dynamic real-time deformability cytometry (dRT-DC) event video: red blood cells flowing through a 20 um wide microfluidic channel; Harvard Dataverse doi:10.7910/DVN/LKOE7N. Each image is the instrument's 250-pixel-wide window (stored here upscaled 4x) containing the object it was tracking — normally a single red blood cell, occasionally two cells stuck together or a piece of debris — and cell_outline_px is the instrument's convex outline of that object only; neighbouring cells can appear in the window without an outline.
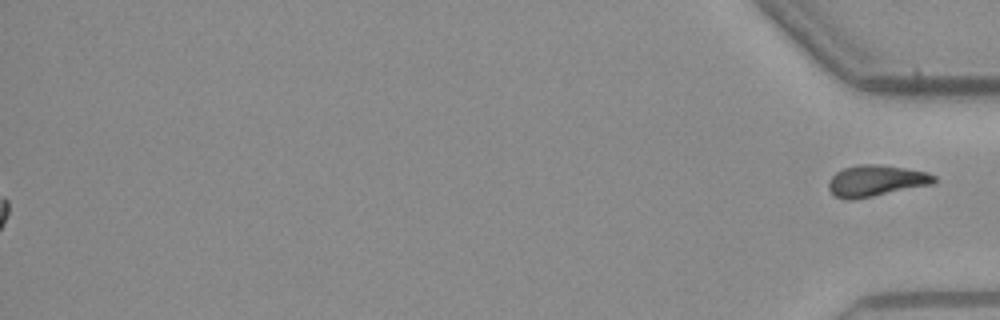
{"species": "common noctule bat (a hibernating species)", "species_latin": "Nyctalus noctula", "temperature_condition": "warm", "stored_images_in_passage": 44, "segment_of_instrument_passage": [2, 2], "camera_frame_rate_fps": 3000, "um_per_image_px": 0.085, "animal": {"sex": "male", "body_mass_g": 23.1, "forearm_length_mm": 52.7}, "frame": {"image": 1, "passage_image": 44, "time_ms": 14.333, "image_size_px": [1000, 320], "cell_outline_px": [[936, 180], [932, 184], [852, 200], [844, 200], [836, 196], [828, 188], [828, 180], [836, 172], [844, 168], [860, 164], [880, 164], [928, 172], [936, 176]], "centroid_in_image_um": [74.44, 15.36], "position_along_channel_um": 360.8, "area_um2": 19.13}}